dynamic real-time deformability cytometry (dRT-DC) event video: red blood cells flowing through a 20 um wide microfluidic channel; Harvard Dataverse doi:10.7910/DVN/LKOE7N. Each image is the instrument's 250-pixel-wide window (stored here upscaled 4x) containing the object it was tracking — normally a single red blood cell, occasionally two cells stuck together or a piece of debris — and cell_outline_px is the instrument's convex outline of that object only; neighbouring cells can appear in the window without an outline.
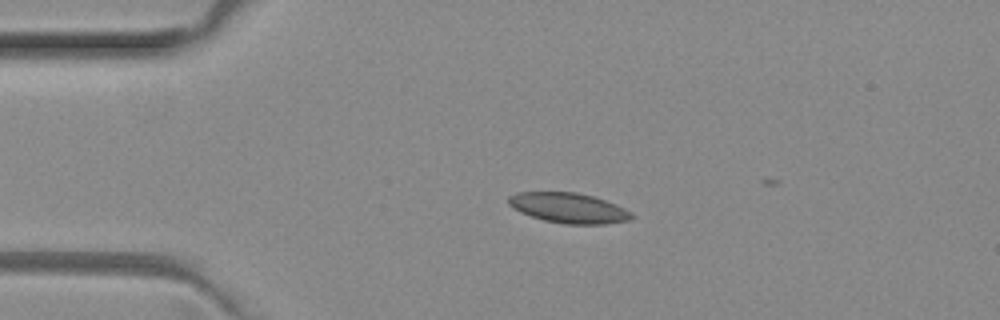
{"species": "common noctule bat (a hibernating species)", "species_latin": "Nyctalus noctula", "temperature_condition": "room temperature", "stored_images_in_passage": 4, "camera_frame_rate_fps": 3000, "um_per_image_px": 0.085, "animal": {"sex": "female", "body_mass_g": 29.2, "forearm_length_mm": 56.3}, "frame": {"image": 1, "passage_image": 2, "time_ms": 0.333, "image_size_px": [1000, 320], "cell_outline_px": [[632, 220], [608, 224], [564, 224], [544, 220], [520, 212], [512, 208], [508, 204], [508, 196], [516, 192], [576, 192], [596, 196], [616, 204], [632, 212]], "centroid_in_image_um": [48.35, 17.67], "position_along_channel_um": 36.7, "area_um2": 21.91}}